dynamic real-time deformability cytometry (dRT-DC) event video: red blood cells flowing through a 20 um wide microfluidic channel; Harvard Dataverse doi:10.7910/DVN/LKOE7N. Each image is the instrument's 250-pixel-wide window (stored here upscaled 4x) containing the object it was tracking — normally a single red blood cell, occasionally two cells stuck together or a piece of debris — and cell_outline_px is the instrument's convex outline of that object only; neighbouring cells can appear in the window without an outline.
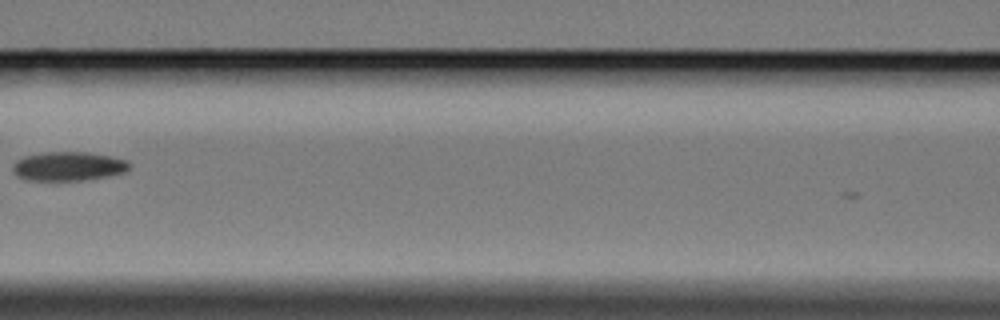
{"species": "Egyptian fruit bat (a non-hibernating species)", "species_latin": "Rousettus aegyptiacus", "temperature_condition": "cold", "stored_images_in_passage": 5, "camera_frame_rate_fps": 3000, "um_per_image_px": 0.085, "animal": {"sex": "female"}, "frame": {"image": 1, "passage_image": 5, "time_ms": 4.667, "image_size_px": [1000, 320], "cell_outline_px": [[132, 164], [124, 172], [108, 176], [84, 180], [24, 180], [16, 176], [12, 168], [12, 164], [16, 160], [24, 156], [44, 152], [88, 152], [112, 156], [128, 160]], "centroid_in_image_um": [5.8, 14.12], "position_along_channel_um": 160.8, "area_um2": 19.94}}